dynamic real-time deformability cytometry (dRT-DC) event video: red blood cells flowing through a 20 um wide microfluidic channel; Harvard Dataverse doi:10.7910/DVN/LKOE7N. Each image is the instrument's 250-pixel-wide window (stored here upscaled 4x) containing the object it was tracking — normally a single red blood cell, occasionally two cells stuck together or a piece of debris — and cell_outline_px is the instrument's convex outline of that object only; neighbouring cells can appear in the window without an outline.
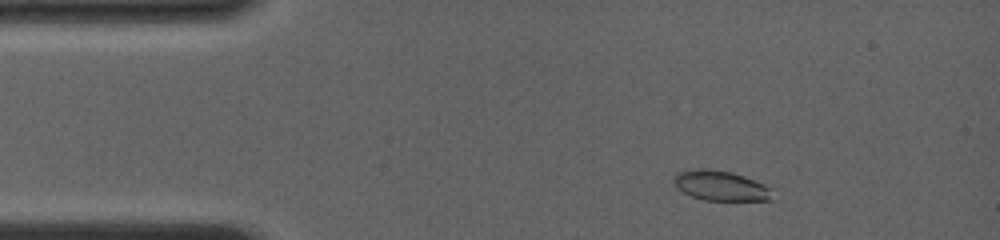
{"species": "common noctule bat (a hibernating species)", "species_latin": "Nyctalus noctula", "temperature_condition": "room temperature", "stored_images_in_passage": 29, "camera_frame_rate_fps": 4000, "um_per_image_px": 0.085, "animal": {"sex": "female", "body_mass_g": 19.0, "forearm_length_mm": 56.7}, "frame": {"image": 1, "passage_image": 3, "time_ms": 1.0, "image_size_px": [1000, 240], "cell_outline_px": [[772, 200], [704, 200], [692, 196], [676, 188], [672, 184], [672, 180], [676, 172], [696, 168], [708, 168], [732, 172], [744, 176], [764, 184], [772, 188]], "centroid_in_image_um": [61.21, 15.77], "position_along_channel_um": 23.8, "area_um2": 17.46}}
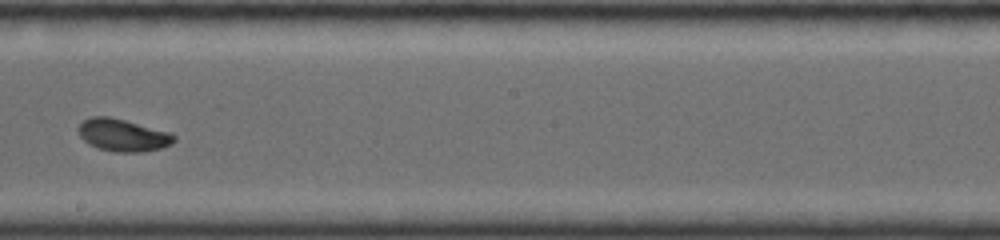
{"frame": {"image": 2, "passage_image": 17, "time_ms": 7.75, "image_size_px": [1000, 240], "cell_outline_px": [[176, 140], [172, 144], [160, 148], [144, 152], [116, 152], [96, 148], [88, 144], [80, 136], [76, 128], [84, 120], [92, 116], [108, 116], [172, 132], [176, 136]], "centroid_in_image_um": [10.45, 11.49], "position_along_channel_um": 237.8, "area_um2": 18.26}}
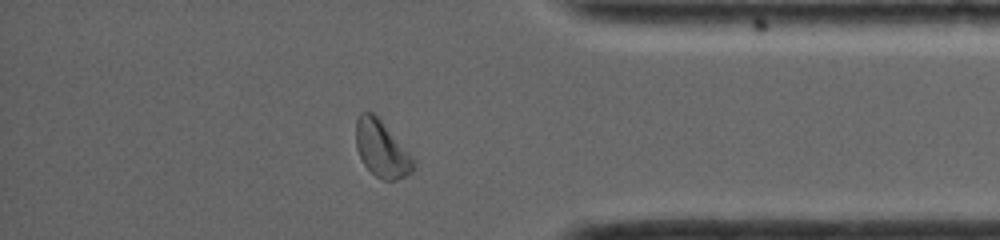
{"frame": {"image": 3, "passage_image": 26, "time_ms": 12.0, "image_size_px": [1000, 240], "cell_outline_px": [[416, 168], [412, 172], [396, 180], [384, 180], [376, 176], [364, 164], [356, 148], [356, 120], [364, 112], [372, 112], [380, 120], [416, 160]], "centroid_in_image_um": [32.47, 12.69], "position_along_channel_um": 402.7, "area_um2": 18.61}, "authors_computed_cell_mechanics": {"area_um2": 17.918, "velocity_mm_per_s": 4.0633, "shape_relaxation_time_tau1_ms": 3.1569, "shape_relaxation_time_tau2_ms": 0.8164, "deformation_change_tau1": 0.133, "deformation_change_tau2": 0.0392}}